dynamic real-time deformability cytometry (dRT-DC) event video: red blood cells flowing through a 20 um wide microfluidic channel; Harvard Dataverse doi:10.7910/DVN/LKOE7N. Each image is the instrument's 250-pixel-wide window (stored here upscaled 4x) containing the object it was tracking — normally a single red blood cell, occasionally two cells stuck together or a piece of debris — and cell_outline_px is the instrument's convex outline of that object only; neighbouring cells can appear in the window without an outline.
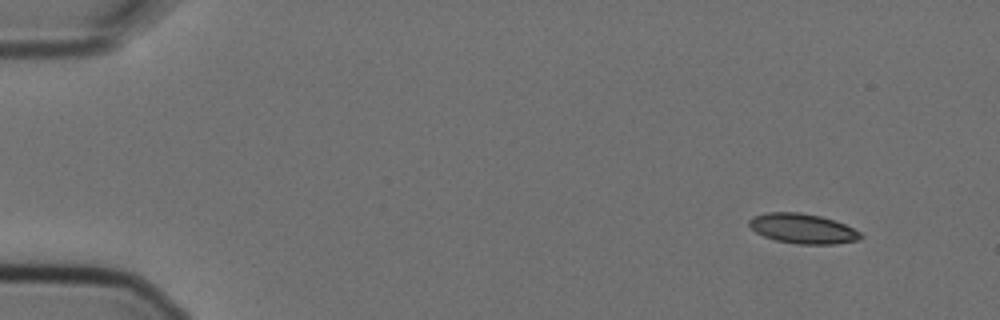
{"species": "Egyptian fruit bat (a non-hibernating species)", "species_latin": "Rousettus aegyptiacus", "temperature_condition": "cold", "stored_images_in_passage": 5, "camera_frame_rate_fps": 3000, "um_per_image_px": 0.085, "animal": {"sex": "female"}, "frame": {"image": 1, "passage_image": 1, "time_ms": 0.0, "image_size_px": [1000, 320], "cell_outline_px": [[864, 236], [860, 240], [836, 244], [796, 244], [776, 240], [764, 236], [756, 232], [748, 224], [748, 220], [752, 216], [768, 212], [800, 212], [820, 216], [844, 224], [860, 232]], "centroid_in_image_um": [68.23, 19.43], "position_along_channel_um": 16.8, "area_um2": 19.42}}
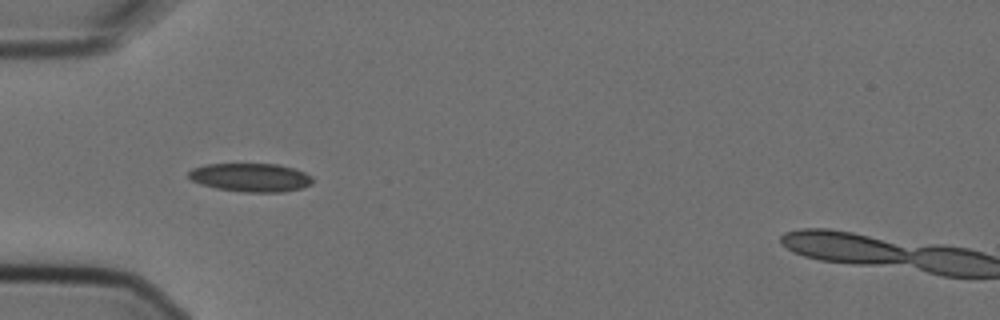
{"frame": {"image": 2, "passage_image": 4, "time_ms": 1.0, "image_size_px": [1000, 320], "cell_outline_px": [[312, 184], [300, 188], [284, 192], [244, 192], [216, 188], [200, 184], [192, 180], [188, 176], [188, 172], [192, 168], [204, 164], [276, 164], [292, 168], [304, 172], [312, 176]], "centroid_in_image_um": [21.28, 15.08], "position_along_channel_um": 63.7, "area_um2": 20.58}}
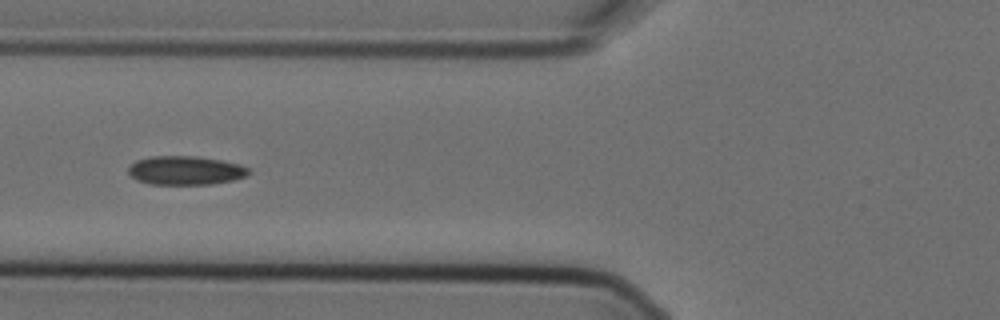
{"frame": {"image": 3, "passage_image": 5, "time_ms": 1.333, "image_size_px": [1000, 320], "cell_outline_px": [[252, 172], [248, 176], [232, 180], [212, 184], [152, 184], [136, 180], [128, 172], [128, 168], [136, 160], [152, 156], [196, 156], [220, 160], [240, 164], [248, 168]], "centroid_in_image_um": [15.79, 14.48], "position_along_channel_um": 110.0, "area_um2": 20.23}}